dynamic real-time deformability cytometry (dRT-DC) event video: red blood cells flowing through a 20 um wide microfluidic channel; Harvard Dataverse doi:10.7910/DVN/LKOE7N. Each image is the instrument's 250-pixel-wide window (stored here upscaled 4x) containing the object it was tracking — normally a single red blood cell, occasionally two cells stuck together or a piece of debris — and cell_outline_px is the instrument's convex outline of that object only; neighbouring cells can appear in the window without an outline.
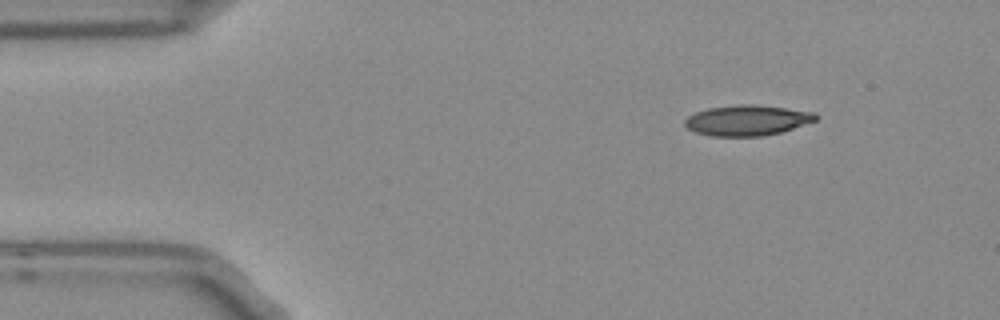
{"species": "Egyptian fruit bat (a non-hibernating species)", "species_latin": "Rousettus aegyptiacus", "temperature_condition": "room temperature", "stored_images_in_passage": 4, "camera_frame_rate_fps": 3000, "um_per_image_px": 0.085, "frame": {"image": 1, "passage_image": 1, "time_ms": 0.0, "image_size_px": [1000, 320], "cell_outline_px": [[820, 116], [816, 120], [780, 132], [760, 136], [712, 136], [696, 132], [688, 128], [684, 124], [684, 120], [688, 116], [696, 112], [708, 108], [740, 104], [752, 104], [816, 112]], "centroid_in_image_um": [63.51, 10.22], "position_along_channel_um": 21.5, "area_um2": 23.06}}
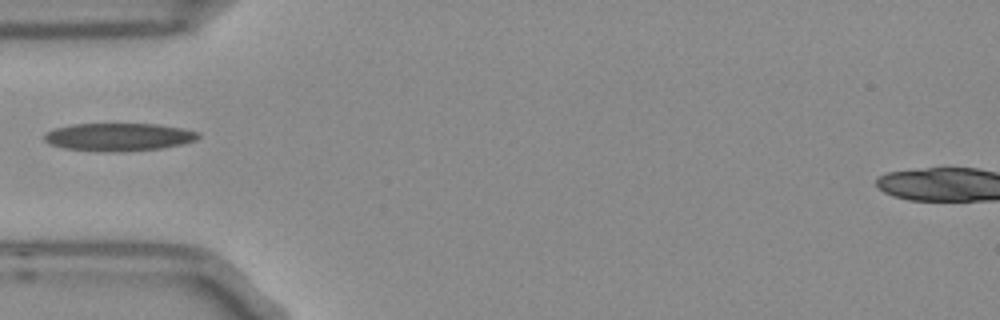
{"frame": {"image": 2, "passage_image": 4, "time_ms": 1.0, "image_size_px": [1000, 320], "cell_outline_px": [[200, 136], [196, 140], [184, 144], [160, 148], [116, 152], [112, 152], [64, 148], [48, 144], [44, 140], [44, 132], [52, 128], [72, 124], [156, 124], [184, 128], [200, 132]], "centroid_in_image_um": [10.08, 11.63], "position_along_channel_um": 74.9, "area_um2": 25.2}}